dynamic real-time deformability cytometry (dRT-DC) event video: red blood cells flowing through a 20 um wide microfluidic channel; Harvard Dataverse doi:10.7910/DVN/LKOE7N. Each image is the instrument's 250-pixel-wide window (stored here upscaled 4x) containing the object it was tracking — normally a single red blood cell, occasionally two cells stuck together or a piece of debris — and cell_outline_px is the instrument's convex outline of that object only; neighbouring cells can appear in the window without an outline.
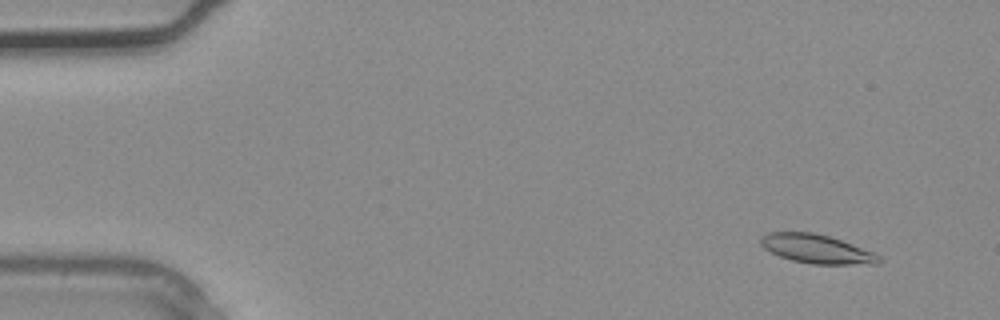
{"species": "common noctule bat (a hibernating species)", "species_latin": "Nyctalus noctula", "temperature_condition": "warm", "stored_images_in_passage": 3, "camera_frame_rate_fps": 3000, "um_per_image_px": 0.085, "animal": {"sex": "male", "body_mass_g": 20.4}, "frame": {"image": 1, "passage_image": 1, "time_ms": 0.0, "image_size_px": [1000, 320], "cell_outline_px": [[880, 260], [876, 264], [812, 264], [792, 260], [780, 256], [764, 248], [760, 244], [760, 236], [768, 232], [812, 232], [828, 236], [840, 240], [872, 252], [880, 256]], "centroid_in_image_um": [69.36, 21.15], "position_along_channel_um": 15.6, "area_um2": 19.59}}
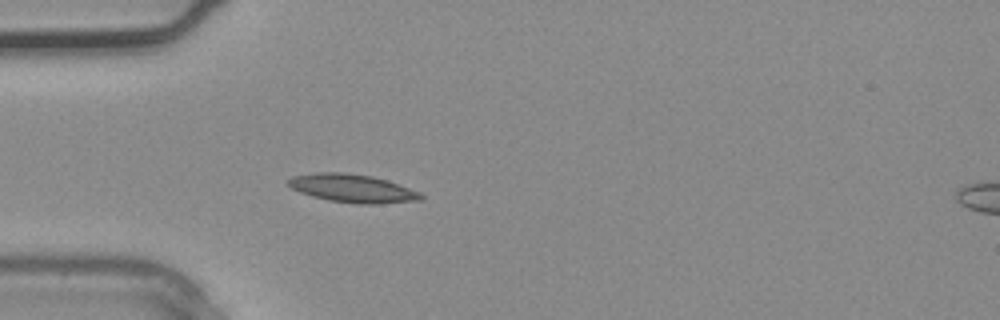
{"frame": {"image": 2, "passage_image": 3, "time_ms": 0.667, "image_size_px": [1000, 320], "cell_outline_px": [[424, 200], [380, 204], [356, 204], [328, 200], [312, 196], [300, 192], [292, 188], [288, 184], [288, 180], [292, 176], [316, 172], [344, 172], [372, 176], [388, 180], [420, 192], [424, 196]], "centroid_in_image_um": [30.0, 16.01], "position_along_channel_um": 55.0, "area_um2": 22.02}}